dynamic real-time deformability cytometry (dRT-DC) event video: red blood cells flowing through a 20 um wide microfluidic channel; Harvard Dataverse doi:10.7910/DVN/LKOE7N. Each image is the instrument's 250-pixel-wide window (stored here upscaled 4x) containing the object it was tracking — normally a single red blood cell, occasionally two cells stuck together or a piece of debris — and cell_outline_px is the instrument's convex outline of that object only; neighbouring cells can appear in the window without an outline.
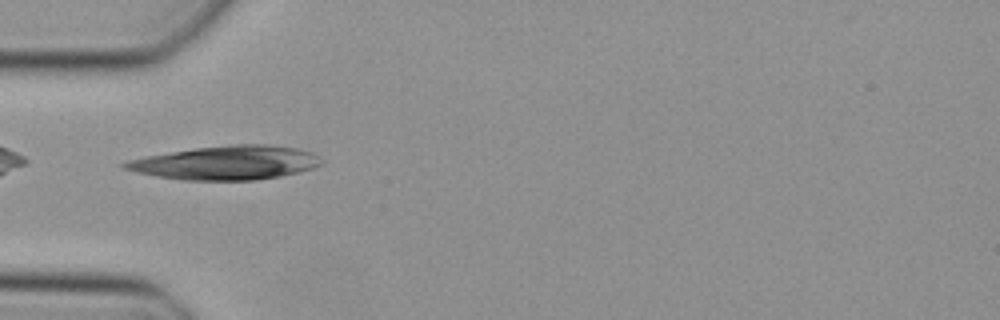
{"species": "Egyptian fruit bat (a non-hibernating species)", "species_latin": "Rousettus aegyptiacus", "temperature_condition": "cold", "stored_images_in_passage": 30, "camera_frame_rate_fps": 3000, "um_per_image_px": 0.085, "animal": {"sex": "female"}, "frame": {"image": 1, "passage_image": 1, "time_ms": 0.0, "image_size_px": [1000, 320], "cell_outline_px": [[324, 160], [320, 164], [312, 168], [280, 176], [256, 180], [184, 180], [136, 172], [124, 168], [120, 164], [128, 160], [148, 156], [196, 148], [232, 144], [268, 144], [296, 148], [312, 152]], "centroid_in_image_um": [19.26, 13.83], "position_along_channel_um": 65.7, "area_um2": 38.38}}
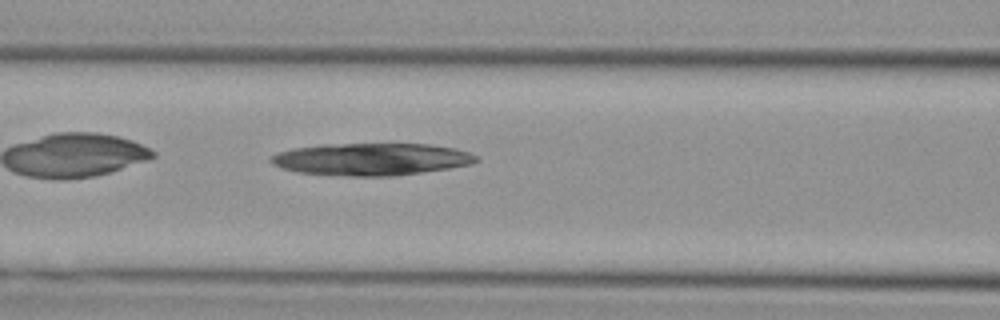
{"frame": {"image": 2, "passage_image": 6, "time_ms": 1.667, "image_size_px": [1000, 320], "cell_outline_px": [[480, 160], [468, 164], [448, 168], [392, 176], [352, 176], [296, 172], [280, 168], [272, 164], [268, 160], [272, 156], [280, 152], [292, 148], [324, 144], [428, 144], [452, 148], [468, 152], [480, 156]], "centroid_in_image_um": [31.52, 13.53], "position_along_channel_um": 135.1, "area_um2": 38.38}}